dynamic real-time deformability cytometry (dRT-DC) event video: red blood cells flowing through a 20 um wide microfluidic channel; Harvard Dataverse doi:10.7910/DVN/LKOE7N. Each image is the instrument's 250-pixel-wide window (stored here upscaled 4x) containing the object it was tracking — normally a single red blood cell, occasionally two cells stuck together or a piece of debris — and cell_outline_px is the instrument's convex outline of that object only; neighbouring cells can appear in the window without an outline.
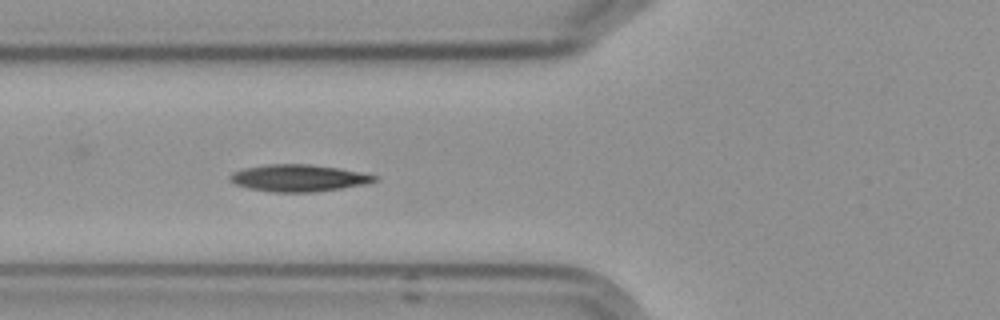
{"species": "Egyptian fruit bat (a non-hibernating species)", "species_latin": "Rousettus aegyptiacus", "temperature_condition": "cold", "stored_images_in_passage": 6, "camera_frame_rate_fps": 3000, "um_per_image_px": 0.085, "frame": {"image": 1, "passage_image": 5, "time_ms": 5.667, "image_size_px": [1000, 320], "cell_outline_px": [[380, 176], [376, 180], [364, 184], [340, 188], [312, 192], [272, 192], [248, 188], [236, 184], [228, 180], [228, 176], [232, 172], [240, 168], [268, 164], [312, 164], [340, 168]], "centroid_in_image_um": [25.32, 15.12], "position_along_channel_um": 100.5, "area_um2": 22.83}}
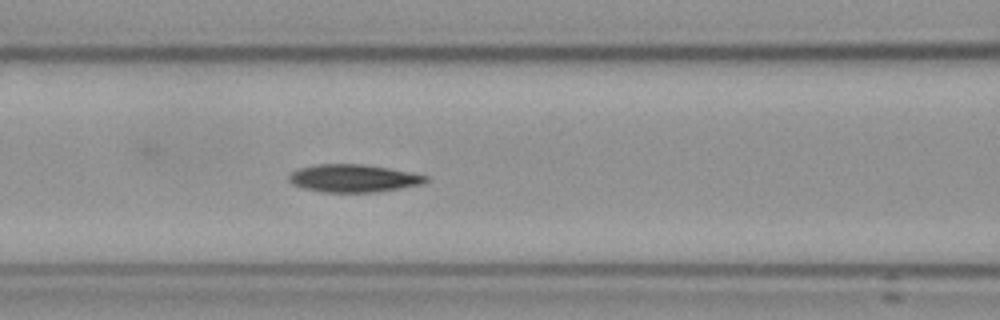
{"frame": {"image": 2, "passage_image": 6, "time_ms": 6.667, "image_size_px": [1000, 320], "cell_outline_px": [[428, 180], [420, 184], [376, 192], [320, 192], [304, 188], [292, 184], [288, 180], [288, 176], [292, 172], [300, 168], [316, 164], [364, 164], [388, 168], [428, 176]], "centroid_in_image_um": [29.99, 15.15], "position_along_channel_um": 136.6, "area_um2": 21.91}}